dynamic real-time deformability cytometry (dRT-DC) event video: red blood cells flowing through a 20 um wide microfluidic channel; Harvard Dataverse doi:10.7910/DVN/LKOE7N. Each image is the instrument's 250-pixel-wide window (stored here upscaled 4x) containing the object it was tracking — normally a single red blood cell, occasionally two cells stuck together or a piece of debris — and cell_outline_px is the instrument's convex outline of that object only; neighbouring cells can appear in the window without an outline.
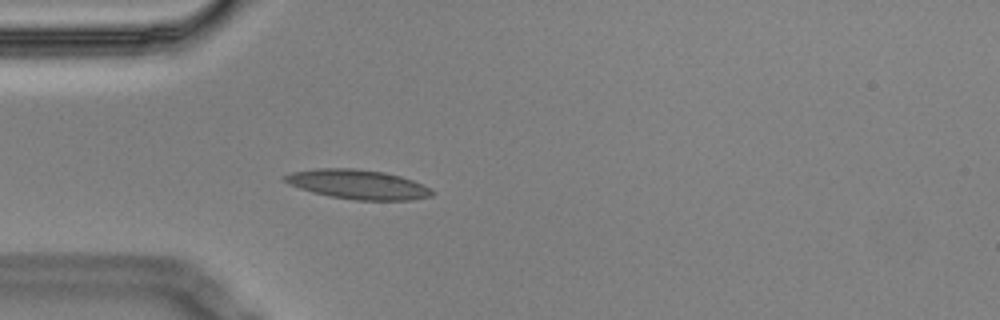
{"species": "Egyptian fruit bat (a non-hibernating species)", "species_latin": "Rousettus aegyptiacus", "temperature_condition": "cold", "stored_images_in_passage": 4, "camera_frame_rate_fps": 3000, "um_per_image_px": 0.085, "animal": {"sex": "male"}, "frame": {"image": 1, "passage_image": 4, "time_ms": 1.0, "image_size_px": [1000, 320], "cell_outline_px": [[436, 192], [432, 196], [412, 200], [356, 200], [328, 196], [312, 192], [300, 188], [280, 180], [280, 176], [292, 172], [316, 168], [352, 168], [384, 172], [400, 176], [424, 184]], "centroid_in_image_um": [30.41, 15.67], "position_along_channel_um": 54.6, "area_um2": 25.49}}